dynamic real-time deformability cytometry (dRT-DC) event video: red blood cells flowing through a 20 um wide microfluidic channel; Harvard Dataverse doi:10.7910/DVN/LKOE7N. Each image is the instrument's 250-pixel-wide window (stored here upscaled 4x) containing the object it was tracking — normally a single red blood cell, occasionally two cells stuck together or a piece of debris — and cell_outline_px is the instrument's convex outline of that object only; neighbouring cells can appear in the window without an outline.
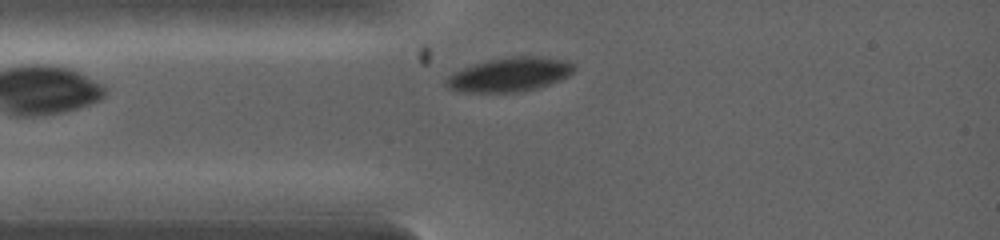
{"species": "common noctule bat (a hibernating species)", "species_latin": "Nyctalus noctula", "temperature_condition": "warm", "stored_images_in_passage": 5, "camera_frame_rate_fps": 5000, "um_per_image_px": 0.085, "animal": {"sex": "female", "body_mass_g": 19.0, "forearm_length_mm": 53.3}, "frame": {"image": 1, "passage_image": 5, "time_ms": 1.4, "image_size_px": [1000, 240], "cell_outline_px": [[576, 68], [568, 76], [560, 80], [536, 88], [520, 92], [464, 92], [448, 88], [444, 84], [448, 76], [452, 72], [488, 60], [512, 56], [540, 56], [564, 60], [576, 64]], "centroid_in_image_um": [43.33, 6.33], "position_along_channel_um": 41.7, "area_um2": 25.32}}